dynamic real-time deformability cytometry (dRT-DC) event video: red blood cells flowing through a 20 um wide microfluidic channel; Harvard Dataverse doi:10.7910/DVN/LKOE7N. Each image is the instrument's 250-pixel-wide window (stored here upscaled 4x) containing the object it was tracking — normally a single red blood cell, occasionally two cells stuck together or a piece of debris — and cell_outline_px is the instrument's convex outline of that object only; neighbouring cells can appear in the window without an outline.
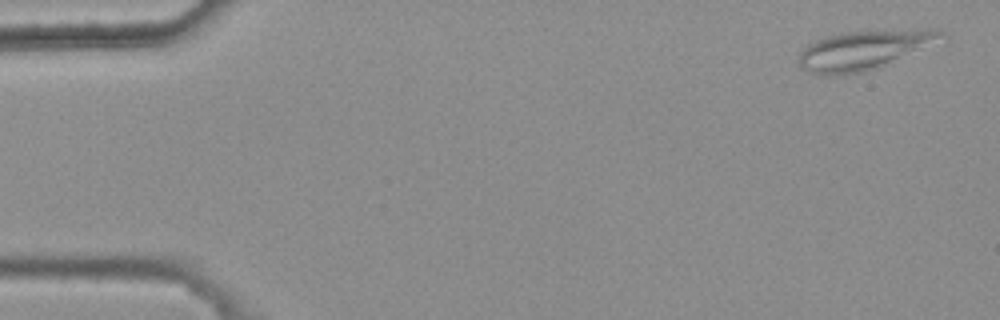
{"species": "common noctule bat (a hibernating species)", "species_latin": "Nyctalus noctula", "temperature_condition": "warm", "stored_images_in_passage": 7, "camera_frame_rate_fps": 3000, "um_per_image_px": 0.085, "animal": {"sex": "female", "body_mass_g": 25.1}, "frame": {"image": 1, "passage_image": 1, "time_ms": 0.0, "image_size_px": [1000, 320], "cell_outline_px": [[948, 44], [880, 68], [864, 72], [840, 76], [816, 76], [800, 68], [800, 52], [808, 44], [824, 36], [840, 32], [924, 28], [936, 28], [944, 32], [948, 36]], "centroid_in_image_um": [73.71, 4.25], "position_along_channel_um": 11.3, "area_um2": 35.26}}
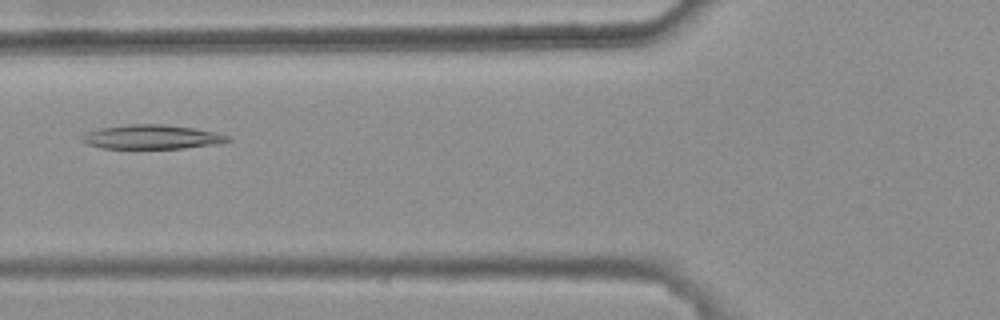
{"frame": {"image": 2, "passage_image": 6, "time_ms": 1.667, "image_size_px": [1000, 320], "cell_outline_px": [[232, 140], [220, 144], [184, 148], [100, 148], [88, 144], [80, 140], [80, 136], [96, 128], [128, 124], [164, 124], [196, 128], [228, 136]], "centroid_in_image_um": [12.88, 11.63], "position_along_channel_um": 112.9, "area_um2": 20.69}}
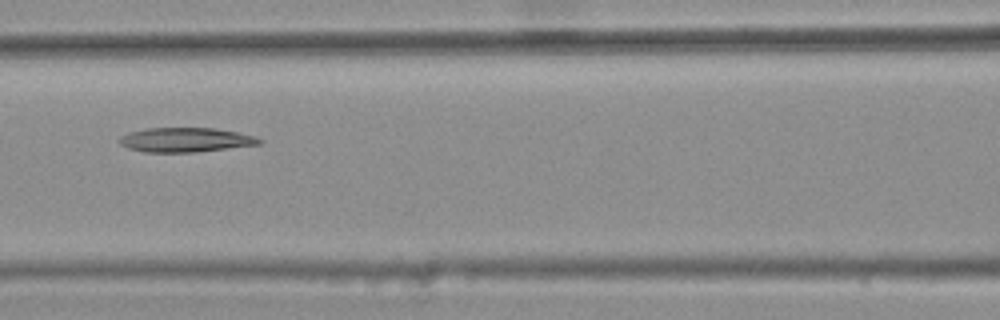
{"frame": {"image": 3, "passage_image": 7, "time_ms": 2.0, "image_size_px": [1000, 320], "cell_outline_px": [[264, 140], [260, 144], [196, 152], [144, 152], [128, 148], [120, 144], [116, 140], [120, 136], [128, 132], [148, 128], [216, 128], [256, 136]], "centroid_in_image_um": [15.74, 11.88], "position_along_channel_um": 150.9, "area_um2": 20.0}}